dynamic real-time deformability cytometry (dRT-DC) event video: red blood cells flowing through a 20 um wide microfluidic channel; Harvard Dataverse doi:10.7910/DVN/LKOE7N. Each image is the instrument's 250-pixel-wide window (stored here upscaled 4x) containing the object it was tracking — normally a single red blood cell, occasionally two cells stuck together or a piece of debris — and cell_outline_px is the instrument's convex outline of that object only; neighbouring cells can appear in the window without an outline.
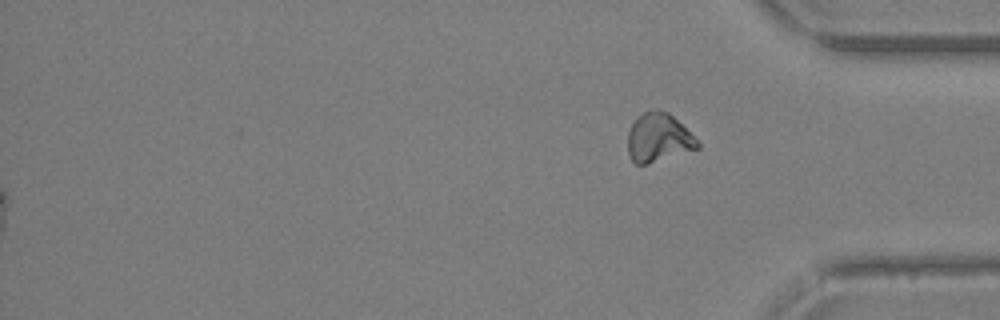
{"species": "Egyptian fruit bat (a non-hibernating species)", "species_latin": "Rousettus aegyptiacus", "temperature_condition": "warm", "stored_images_in_passage": 41, "segment_of_instrument_passage": [2, 2], "camera_frame_rate_fps": 3000, "um_per_image_px": 0.085, "animal": {"sex": "female"}, "frame": {"image": 1, "passage_image": 41, "time_ms": 13.333, "image_size_px": [1000, 320], "cell_outline_px": [[700, 148], [648, 164], [636, 164], [632, 160], [628, 152], [628, 132], [636, 116], [644, 112], [656, 108], [668, 112], [700, 144]], "centroid_in_image_um": [55.93, 11.71], "position_along_channel_um": 379.3, "area_um2": 19.59}}